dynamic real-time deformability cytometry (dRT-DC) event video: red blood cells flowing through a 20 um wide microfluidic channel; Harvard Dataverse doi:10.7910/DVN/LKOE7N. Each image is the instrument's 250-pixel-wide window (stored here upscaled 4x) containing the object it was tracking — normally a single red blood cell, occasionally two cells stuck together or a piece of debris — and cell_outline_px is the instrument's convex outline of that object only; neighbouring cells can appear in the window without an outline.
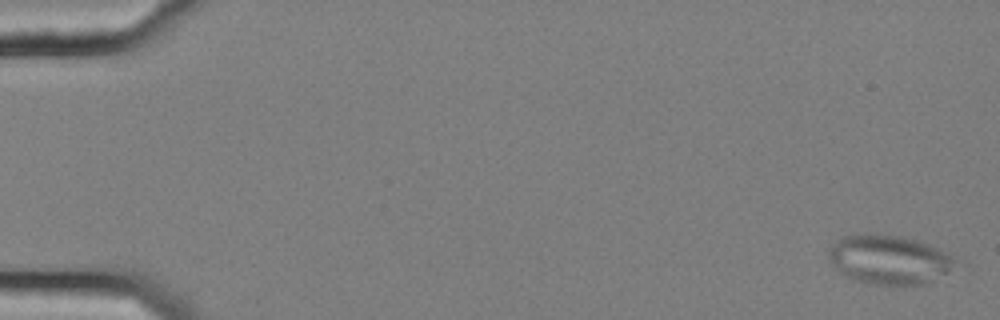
{"species": "common noctule bat (a hibernating species)", "species_latin": "Nyctalus noctula", "temperature_condition": "cold", "stored_images_in_passage": 57, "camera_frame_rate_fps": 3000, "um_per_image_px": 0.085, "animal": {"sex": "female", "body_mass_g": 25.1}, "frame": {"image": 1, "passage_image": 2, "time_ms": 0.333, "image_size_px": [1000, 320], "cell_outline_px": [[952, 260], [948, 272], [924, 284], [868, 284], [844, 276], [836, 268], [828, 256], [828, 248], [836, 240], [844, 236], [900, 236], [916, 240], [928, 244], [952, 256]], "centroid_in_image_um": [75.5, 22.09], "position_along_channel_um": 9.5, "area_um2": 35.03}}
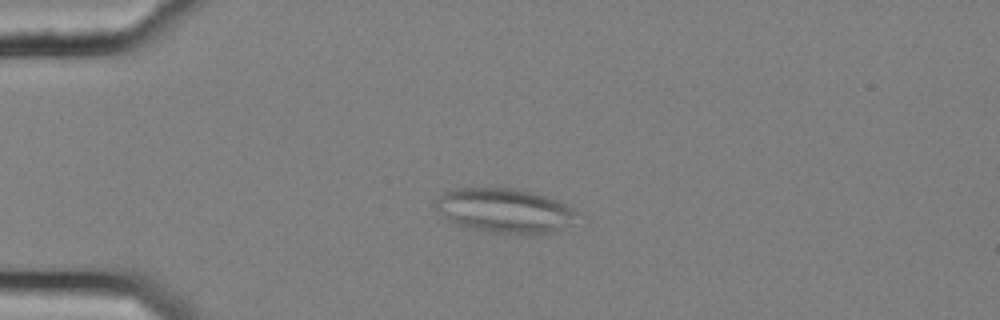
{"frame": {"image": 2, "passage_image": 15, "time_ms": 4.667, "image_size_px": [1000, 320], "cell_outline_px": [[576, 212], [572, 224], [552, 232], [536, 236], [528, 236], [488, 232], [468, 228], [456, 224], [448, 220], [432, 204], [448, 188], [516, 188], [532, 192], [556, 200], [572, 208]], "centroid_in_image_um": [42.86, 17.92], "position_along_channel_um": 42.1, "area_um2": 37.11}}
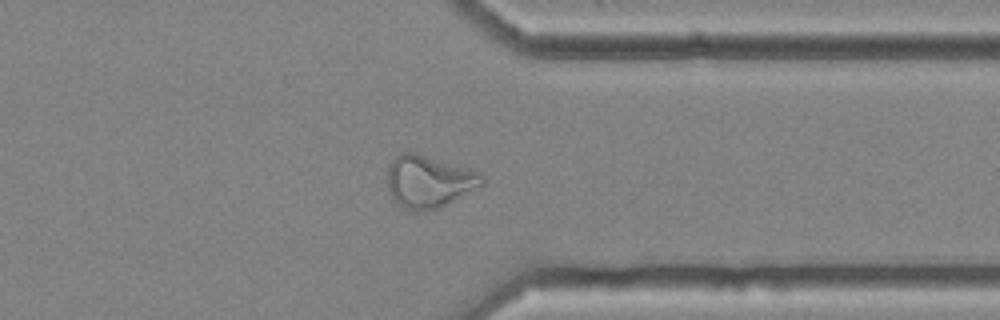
{"frame": {"image": 3, "passage_image": 45, "time_ms": 14.667, "image_size_px": [1000, 320], "cell_outline_px": [[484, 184], [440, 208], [404, 208], [388, 192], [388, 164], [400, 152], [412, 152], [468, 168], [484, 176]], "centroid_in_image_um": [36.45, 15.39], "position_along_channel_um": 375.0, "area_um2": 28.03}}